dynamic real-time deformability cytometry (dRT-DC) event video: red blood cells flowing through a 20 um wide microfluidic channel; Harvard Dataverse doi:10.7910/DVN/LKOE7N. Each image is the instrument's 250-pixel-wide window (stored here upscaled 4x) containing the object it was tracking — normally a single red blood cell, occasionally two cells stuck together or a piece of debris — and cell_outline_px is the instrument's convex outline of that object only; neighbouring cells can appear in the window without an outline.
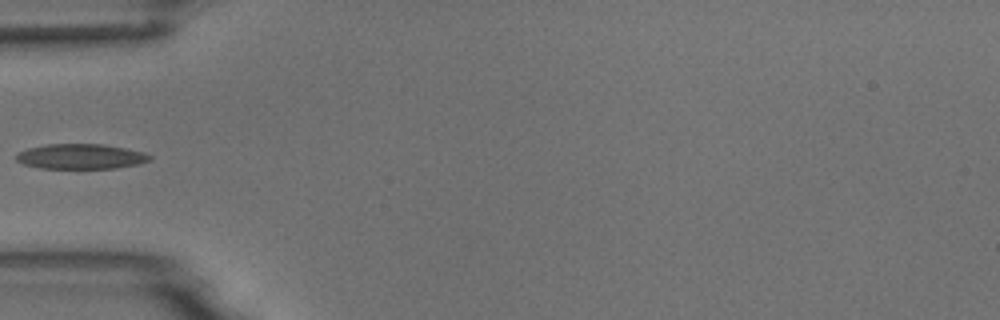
{"species": "common noctule bat (a hibernating species)", "species_latin": "Nyctalus noctula", "temperature_condition": "room temperature", "stored_images_in_passage": 6, "camera_frame_rate_fps": 3000, "um_per_image_px": 0.085, "animal": {"sex": "male", "body_mass_g": 18.8}, "frame": {"image": 1, "passage_image": 5, "time_ms": 4.667, "image_size_px": [1000, 320], "cell_outline_px": [[152, 160], [136, 164], [116, 168], [40, 168], [24, 164], [16, 160], [16, 156], [20, 152], [28, 148], [44, 144], [104, 144], [144, 152], [152, 156]], "centroid_in_image_um": [6.88, 13.29], "position_along_channel_um": 78.1, "area_um2": 19.42}}